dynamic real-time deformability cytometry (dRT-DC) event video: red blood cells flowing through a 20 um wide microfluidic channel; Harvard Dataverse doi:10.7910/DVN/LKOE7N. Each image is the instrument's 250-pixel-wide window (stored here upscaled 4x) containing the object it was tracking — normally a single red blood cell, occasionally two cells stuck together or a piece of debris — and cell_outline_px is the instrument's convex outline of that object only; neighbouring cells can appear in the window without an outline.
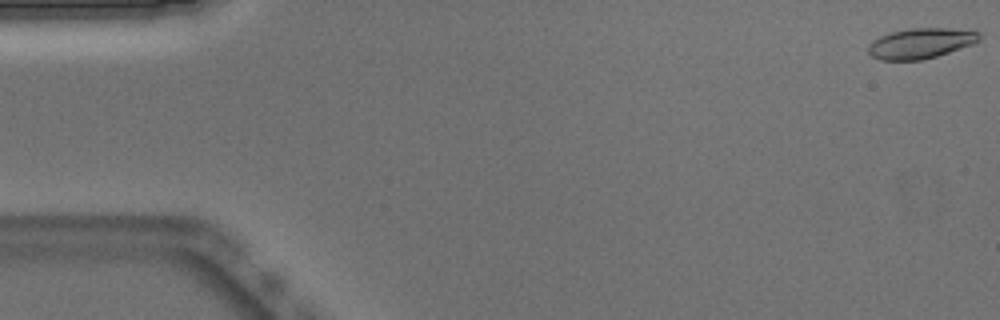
{"species": "Egyptian fruit bat (a non-hibernating species)", "species_latin": "Rousettus aegyptiacus", "temperature_condition": "warm", "stored_images_in_passage": 52, "camera_frame_rate_fps": 3000, "um_per_image_px": 0.085, "animal": {"sex": "male"}, "frame": {"image": 1, "passage_image": 1, "time_ms": 0.0, "image_size_px": [1000, 320], "cell_outline_px": [[984, 36], [980, 40], [972, 44], [936, 56], [920, 60], [880, 60], [872, 56], [868, 52], [868, 44], [872, 40], [880, 36], [892, 32], [912, 28], [948, 28], [980, 32]], "centroid_in_image_um": [78.26, 3.68], "position_along_channel_um": 6.7, "area_um2": 19.59}}
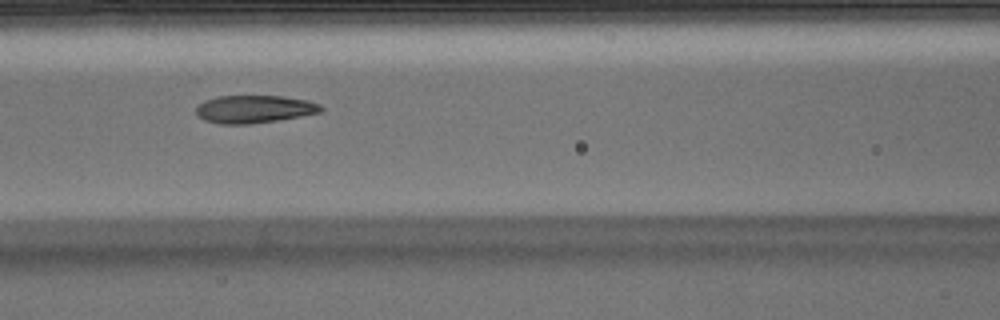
{"frame": {"image": 2, "passage_image": 22, "time_ms": 7.0, "image_size_px": [1000, 320], "cell_outline_px": [[324, 108], [320, 112], [300, 116], [252, 124], [220, 124], [204, 120], [196, 116], [196, 108], [204, 100], [216, 96], [284, 96], [304, 100], [320, 104]], "centroid_in_image_um": [21.56, 9.28], "position_along_channel_um": 145.0, "area_um2": 20.17}}
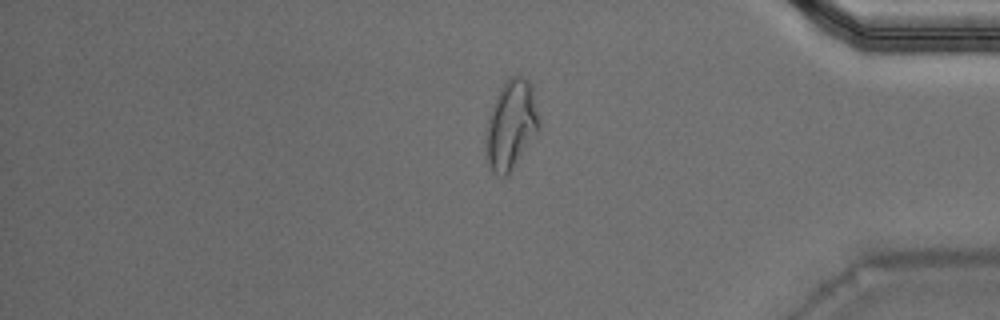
{"frame": {"image": 3, "passage_image": 43, "time_ms": 14.0, "image_size_px": [1000, 320], "cell_outline_px": [[540, 128], [508, 176], [500, 176], [492, 172], [488, 164], [484, 152], [484, 132], [488, 116], [500, 88], [512, 76], [520, 76], [528, 80], [532, 84], [540, 120]], "centroid_in_image_um": [43.42, 10.65], "position_along_channel_um": 391.8, "area_um2": 28.09}, "authors_computed_cell_mechanics": {"area_um2": 20.9525, "velocity_mm_per_s": 3.9029, "shape_relaxation_time_tau1_ms": 10.438, "shape_relaxation_time_tau2_ms": 1.7078, "deformation_change_tau1": 0.3123, "deformation_change_tau2": 0.0885}}